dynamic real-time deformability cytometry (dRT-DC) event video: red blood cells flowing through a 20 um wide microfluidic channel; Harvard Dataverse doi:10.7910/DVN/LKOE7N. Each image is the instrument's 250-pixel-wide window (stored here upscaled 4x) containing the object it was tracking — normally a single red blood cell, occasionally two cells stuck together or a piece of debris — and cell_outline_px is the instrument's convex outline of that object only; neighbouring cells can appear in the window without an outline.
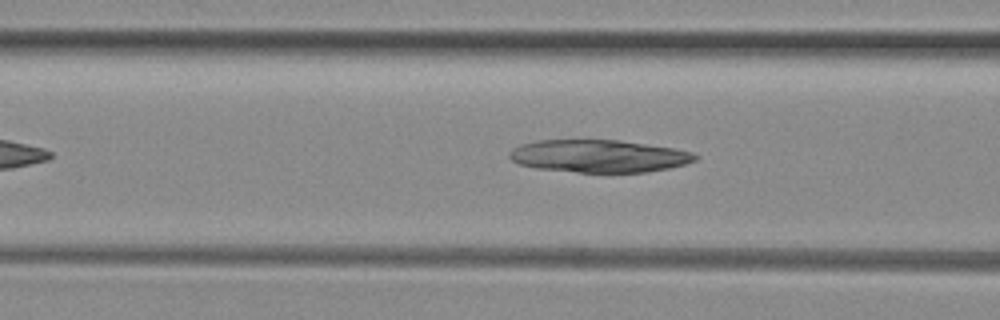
{"species": "common noctule bat (a hibernating species)", "species_latin": "Nyctalus noctula", "temperature_condition": "room temperature", "stored_images_in_passage": 42, "camera_frame_rate_fps": 3000, "um_per_image_px": 0.085, "animal": {"sex": "female", "body_mass_g": 29.2, "forearm_length_mm": 56.3}, "frame": {"image": 1, "passage_image": 11, "time_ms": 3.333, "image_size_px": [1000, 320], "cell_outline_px": [[700, 156], [696, 160], [684, 164], [668, 168], [648, 172], [576, 172], [536, 168], [520, 164], [512, 160], [508, 156], [508, 152], [512, 148], [520, 144], [536, 140], [620, 140], [672, 148], [692, 152]], "centroid_in_image_um": [50.87, 13.26], "position_along_channel_um": 115.7, "area_um2": 35.26}}
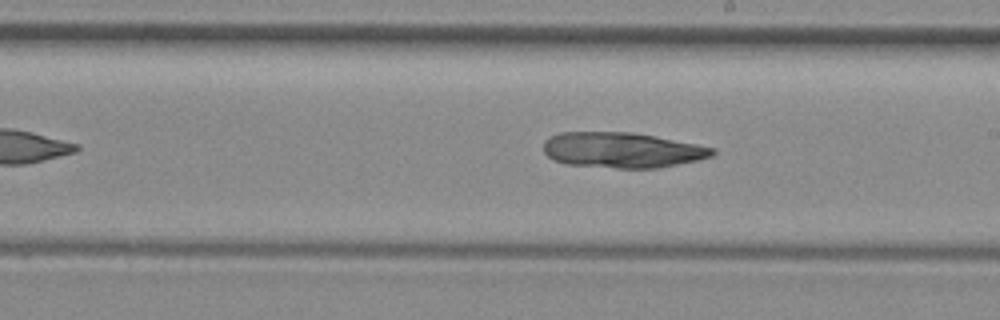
{"frame": {"image": 2, "passage_image": 20, "time_ms": 6.333, "image_size_px": [1000, 320], "cell_outline_px": [[716, 152], [712, 156], [700, 160], [660, 168], [616, 168], [564, 164], [552, 160], [544, 152], [544, 140], [560, 132], [632, 132], [696, 144], [716, 148]], "centroid_in_image_um": [52.88, 12.77], "position_along_channel_um": 236.1, "area_um2": 35.08}}
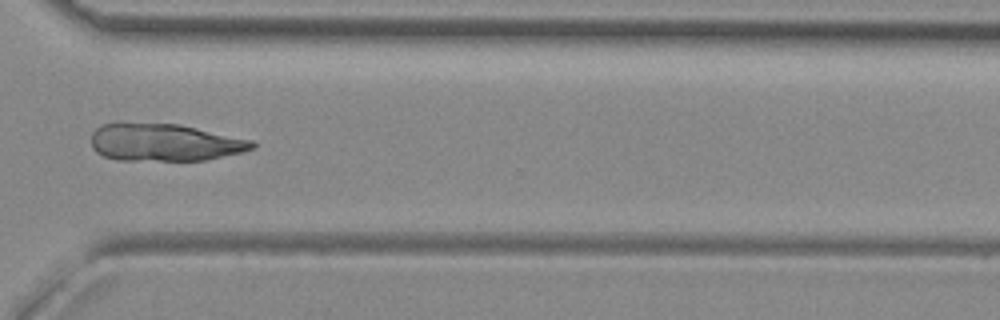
{"frame": {"image": 3, "passage_image": 29, "time_ms": 9.333, "image_size_px": [1000, 320], "cell_outline_px": [[256, 148], [244, 152], [204, 160], [116, 160], [104, 156], [96, 152], [92, 148], [92, 132], [100, 124], [180, 124], [256, 140]], "centroid_in_image_um": [14.06, 12.11], "position_along_channel_um": 356.5, "area_um2": 35.2}}